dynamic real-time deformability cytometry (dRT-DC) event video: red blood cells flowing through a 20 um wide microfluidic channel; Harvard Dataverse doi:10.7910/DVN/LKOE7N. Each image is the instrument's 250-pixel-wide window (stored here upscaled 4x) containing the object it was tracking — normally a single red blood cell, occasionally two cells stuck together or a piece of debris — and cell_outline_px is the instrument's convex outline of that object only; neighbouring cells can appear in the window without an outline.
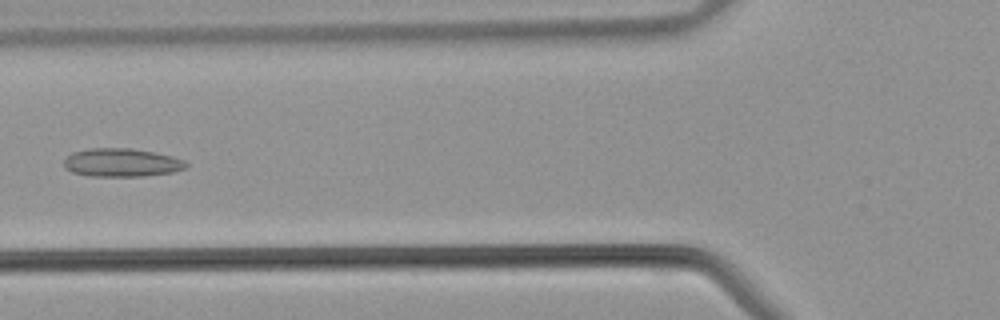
{"species": "common noctule bat (a hibernating species)", "species_latin": "Nyctalus noctula", "temperature_condition": "warm", "stored_images_in_passage": 34, "camera_frame_rate_fps": 3000, "um_per_image_px": 0.085, "animal": {"sex": "male", "body_mass_g": 21.5, "forearm_length_mm": 52.0}, "frame": {"image": 1, "passage_image": 7, "time_ms": 2.0, "image_size_px": [1000, 320], "cell_outline_px": [[188, 168], [172, 172], [144, 176], [88, 176], [72, 172], [64, 168], [64, 160], [72, 152], [88, 148], [132, 148], [172, 156], [184, 160], [188, 164]], "centroid_in_image_um": [10.33, 13.82], "position_along_channel_um": 115.5, "area_um2": 20.29}}
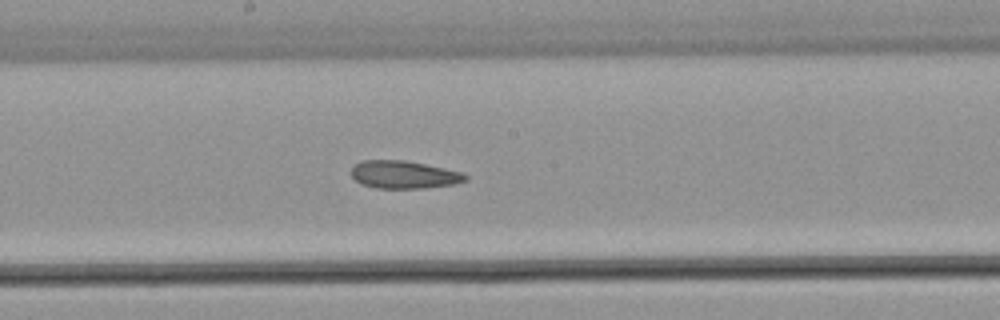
{"frame": {"image": 2, "passage_image": 13, "time_ms": 4.0, "image_size_px": [1000, 320], "cell_outline_px": [[468, 180], [456, 184], [424, 188], [376, 188], [360, 184], [352, 176], [352, 168], [360, 160], [404, 160], [464, 172], [468, 176]], "centroid_in_image_um": [34.36, 14.85], "position_along_channel_um": 213.8, "area_um2": 18.55}}
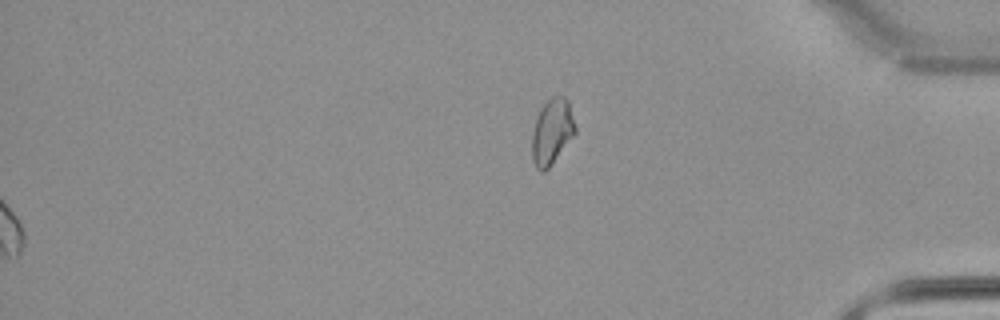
{"frame": {"image": 3, "passage_image": 34, "time_ms": 11.0, "image_size_px": [1000, 320], "cell_outline_px": [[576, 132], [548, 168], [544, 172], [540, 172], [536, 168], [532, 160], [532, 136], [536, 120], [540, 108], [552, 96], [564, 96], [568, 100], [576, 128]], "centroid_in_image_um": [46.91, 11.19], "position_along_channel_um": 388.3, "area_um2": 16.3}}